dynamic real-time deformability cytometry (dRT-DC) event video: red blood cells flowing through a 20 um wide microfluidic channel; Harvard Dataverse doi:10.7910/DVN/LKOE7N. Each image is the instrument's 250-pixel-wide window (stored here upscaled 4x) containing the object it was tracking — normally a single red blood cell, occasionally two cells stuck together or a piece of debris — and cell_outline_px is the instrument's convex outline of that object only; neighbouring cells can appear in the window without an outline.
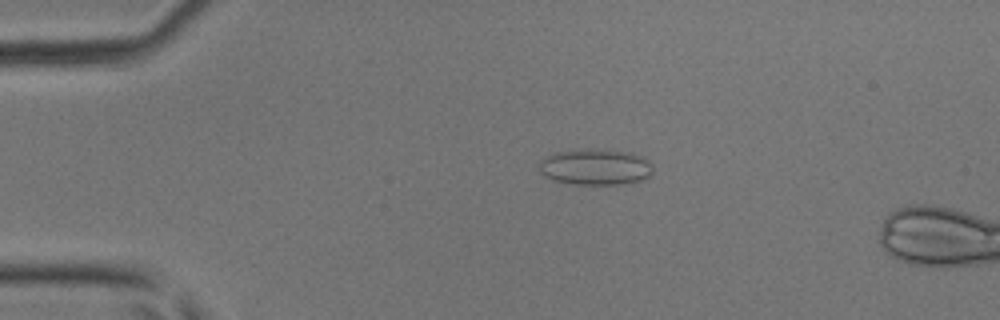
{"species": "common noctule bat (a hibernating species)", "species_latin": "Nyctalus noctula", "temperature_condition": "room temperature", "stored_images_in_passage": 13, "camera_frame_rate_fps": 3000, "um_per_image_px": 0.085, "animal": {"sex": "male", "body_mass_g": 17.9, "forearm_length_mm": 54.2}, "frame": {"image": 1, "passage_image": 10, "time_ms": 3.0, "image_size_px": [1000, 320], "cell_outline_px": [[652, 172], [644, 180], [620, 184], [572, 184], [552, 180], [544, 176], [540, 172], [540, 160], [552, 152], [572, 148], [592, 148], [632, 152], [648, 160], [652, 164]], "centroid_in_image_um": [50.57, 14.16], "position_along_channel_um": 34.4, "area_um2": 24.51}}